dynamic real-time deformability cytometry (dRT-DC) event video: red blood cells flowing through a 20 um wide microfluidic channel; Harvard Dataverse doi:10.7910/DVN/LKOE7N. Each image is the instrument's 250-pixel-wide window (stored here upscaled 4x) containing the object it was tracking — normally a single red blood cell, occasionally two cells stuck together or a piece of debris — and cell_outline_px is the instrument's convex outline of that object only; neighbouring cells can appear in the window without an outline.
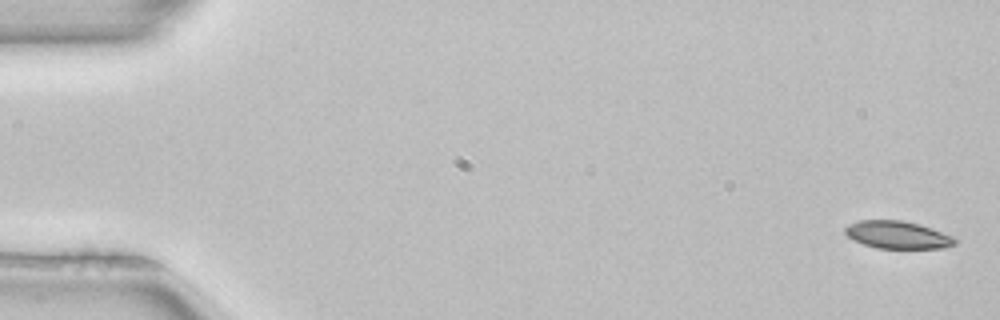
{"species": "common noctule bat (a hibernating species)", "species_latin": "Nyctalus noctula", "temperature_condition": "room temperature", "stored_images_in_passage": 4, "camera_frame_rate_fps": 3000, "um_per_image_px": 0.085, "animal": {"sex": "female", "body_mass_g": 22.7, "forearm_length_mm": 54.2}, "frame": {"image": 1, "passage_image": 1, "time_ms": 0.0, "image_size_px": [1000, 320], "cell_outline_px": [[956, 244], [944, 248], [876, 248], [852, 240], [844, 232], [844, 228], [848, 224], [860, 220], [904, 220], [920, 224], [932, 228], [952, 236], [956, 240]], "centroid_in_image_um": [76.27, 19.95], "position_along_channel_um": 8.7, "area_um2": 17.74}}
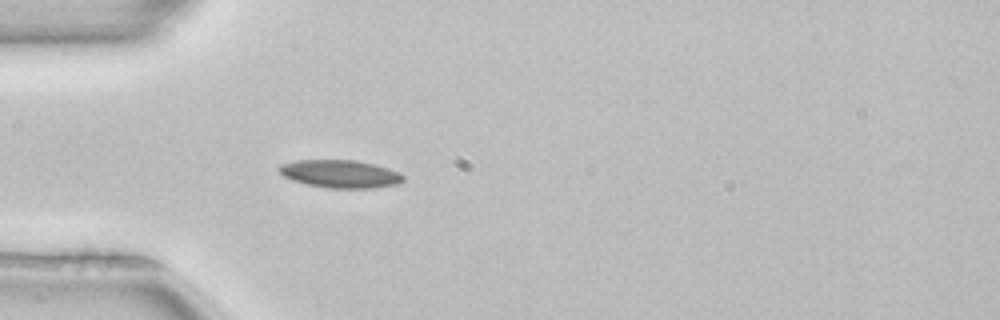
{"frame": {"image": 2, "passage_image": 4, "time_ms": 1.0, "image_size_px": [1000, 320], "cell_outline_px": [[404, 180], [400, 184], [376, 188], [328, 188], [308, 184], [292, 180], [284, 176], [276, 168], [280, 164], [296, 160], [356, 160], [376, 164], [388, 168], [404, 176]], "centroid_in_image_um": [28.93, 14.78], "position_along_channel_um": 56.1, "area_um2": 20.29}}